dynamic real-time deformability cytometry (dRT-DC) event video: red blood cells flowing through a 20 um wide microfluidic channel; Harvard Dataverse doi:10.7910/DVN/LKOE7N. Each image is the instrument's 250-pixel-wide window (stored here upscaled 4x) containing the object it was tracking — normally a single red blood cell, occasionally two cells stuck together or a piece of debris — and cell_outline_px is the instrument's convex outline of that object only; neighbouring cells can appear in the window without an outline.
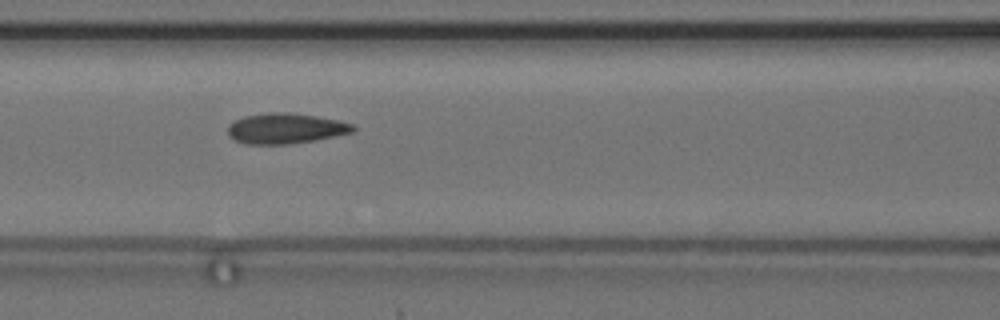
{"species": "common noctule bat (a hibernating species)", "species_latin": "Nyctalus noctula", "temperature_condition": "cold", "stored_images_in_passage": 14, "camera_frame_rate_fps": 3000, "um_per_image_px": 0.085, "animal": {"sex": "female", "body_mass_g": 24.6, "forearm_length_mm": 56.2}, "frame": {"image": 1, "passage_image": 5, "time_ms": 5.667, "image_size_px": [1000, 320], "cell_outline_px": [[356, 128], [352, 132], [316, 140], [288, 144], [244, 144], [228, 136], [228, 124], [244, 116], [268, 112], [292, 112], [316, 116], [336, 120], [352, 124]], "centroid_in_image_um": [24.24, 10.91], "position_along_channel_um": 142.4, "area_um2": 22.2}}
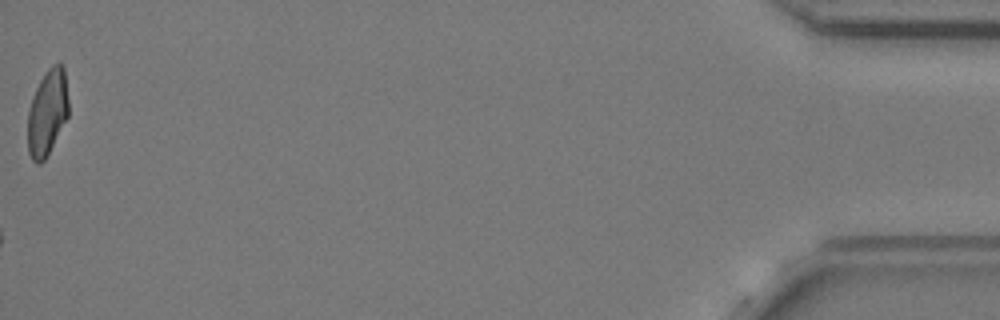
{"frame": {"image": 2, "passage_image": 14, "time_ms": 16.333, "image_size_px": [1000, 320], "cell_outline_px": [[68, 116], [44, 160], [40, 164], [36, 164], [32, 160], [28, 152], [28, 112], [32, 96], [40, 80], [48, 68], [52, 64], [60, 64], [64, 68], [68, 100]], "centroid_in_image_um": [4.01, 9.57], "position_along_channel_um": 431.2, "area_um2": 20.23}, "authors_computed_cell_mechanics": {"area_um2": 21.9929, "velocity_mm_per_s": 3.6127, "shape_relaxation_time_tau1_ms": null, "shape_relaxation_time_tau2_ms": 3.4889, "deformation_change_tau1": null, "deformation_change_tau2": 0.1025}}